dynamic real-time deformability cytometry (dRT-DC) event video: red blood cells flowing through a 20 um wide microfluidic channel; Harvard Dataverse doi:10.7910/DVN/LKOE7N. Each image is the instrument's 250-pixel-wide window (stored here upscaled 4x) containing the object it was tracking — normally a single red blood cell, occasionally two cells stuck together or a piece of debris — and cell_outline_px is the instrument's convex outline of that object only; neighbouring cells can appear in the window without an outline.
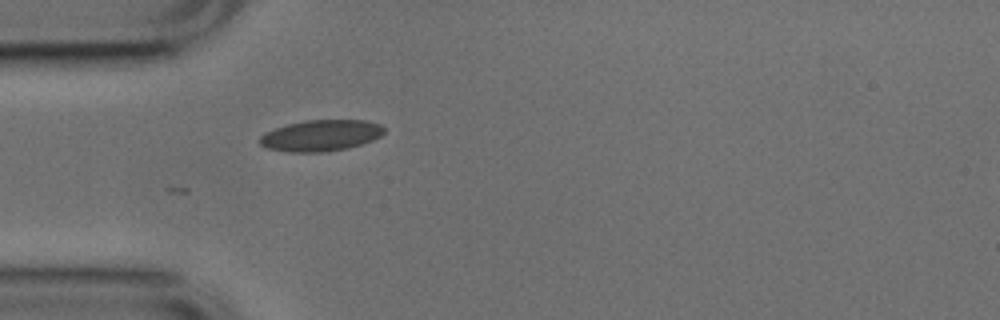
{"species": "common noctule bat (a hibernating species)", "species_latin": "Nyctalus noctula", "temperature_condition": "cold", "stored_images_in_passage": 4, "camera_frame_rate_fps": 3000, "um_per_image_px": 0.085, "animal": {"sex": "male", "body_mass_g": 17.9, "forearm_length_mm": 54.2}, "frame": {"image": 1, "passage_image": 4, "time_ms": 1.0, "image_size_px": [1000, 320], "cell_outline_px": [[384, 132], [380, 136], [372, 140], [348, 148], [324, 152], [288, 152], [264, 148], [260, 144], [260, 136], [264, 132], [288, 124], [308, 120], [364, 120], [380, 124], [384, 128]], "centroid_in_image_um": [27.25, 11.52], "position_along_channel_um": 57.8, "area_um2": 22.6}}